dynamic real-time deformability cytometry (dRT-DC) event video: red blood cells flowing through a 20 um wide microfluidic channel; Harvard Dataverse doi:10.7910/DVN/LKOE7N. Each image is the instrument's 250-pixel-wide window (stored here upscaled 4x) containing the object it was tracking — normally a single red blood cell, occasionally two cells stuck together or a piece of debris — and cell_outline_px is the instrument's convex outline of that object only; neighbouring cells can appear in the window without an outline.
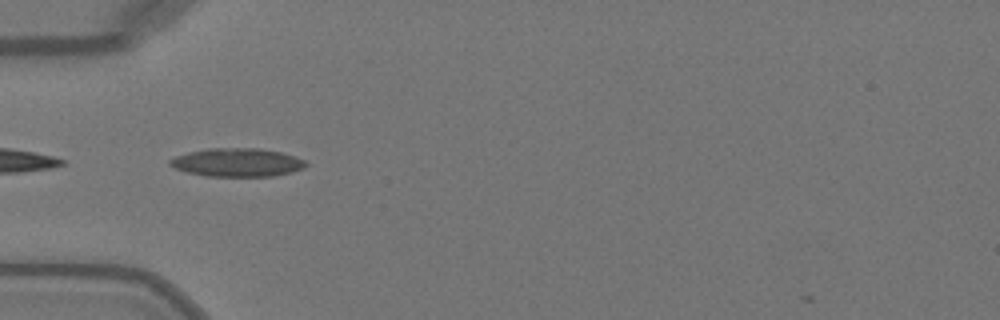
{"species": "Egyptian fruit bat (a non-hibernating species)", "species_latin": "Rousettus aegyptiacus", "temperature_condition": "warm", "stored_images_in_passage": 35, "camera_frame_rate_fps": 3000, "um_per_image_px": 0.085, "animal": {"sex": "female"}, "frame": {"image": 1, "passage_image": 1, "time_ms": 0.0, "image_size_px": [1000, 320], "cell_outline_px": [[308, 164], [304, 168], [292, 172], [272, 176], [208, 176], [188, 172], [176, 168], [168, 164], [168, 160], [176, 156], [188, 152], [208, 148], [256, 148], [280, 152], [296, 156], [304, 160]], "centroid_in_image_um": [20.17, 13.8], "position_along_channel_um": 64.8, "area_um2": 22.43}}
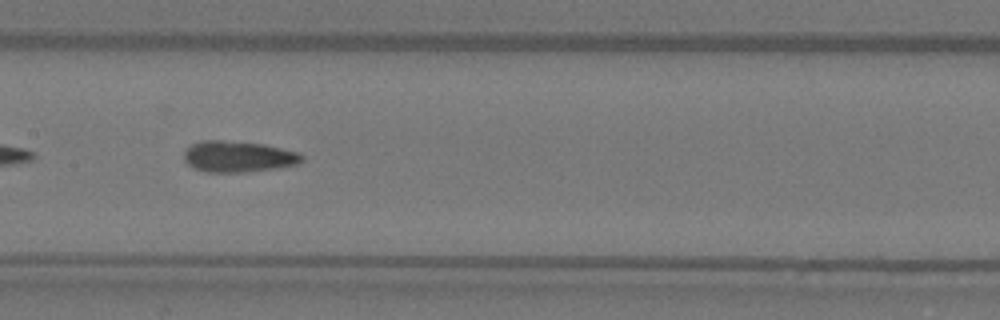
{"frame": {"image": 2, "passage_image": 10, "time_ms": 3.0, "image_size_px": [1000, 320], "cell_outline_px": [[304, 160], [296, 164], [276, 168], [244, 172], [208, 172], [192, 168], [184, 160], [184, 152], [192, 144], [200, 140], [224, 140], [264, 144], [300, 152], [304, 156]], "centroid_in_image_um": [20.25, 13.3], "position_along_channel_um": 187.1, "area_um2": 21.5}}
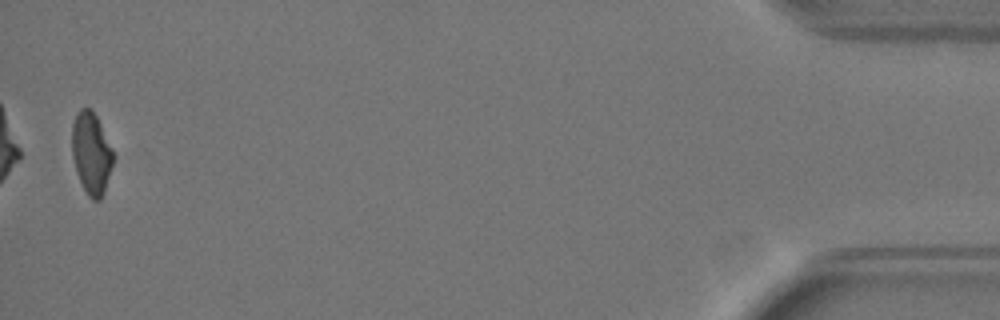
{"frame": {"image": 3, "passage_image": 34, "time_ms": 11.0, "image_size_px": [1000, 320], "cell_outline_px": [[112, 164], [104, 192], [100, 200], [92, 200], [88, 196], [80, 180], [72, 156], [72, 124], [76, 112], [80, 108], [92, 108], [112, 148]], "centroid_in_image_um": [7.74, 12.99], "position_along_channel_um": 427.5, "area_um2": 19.36}}